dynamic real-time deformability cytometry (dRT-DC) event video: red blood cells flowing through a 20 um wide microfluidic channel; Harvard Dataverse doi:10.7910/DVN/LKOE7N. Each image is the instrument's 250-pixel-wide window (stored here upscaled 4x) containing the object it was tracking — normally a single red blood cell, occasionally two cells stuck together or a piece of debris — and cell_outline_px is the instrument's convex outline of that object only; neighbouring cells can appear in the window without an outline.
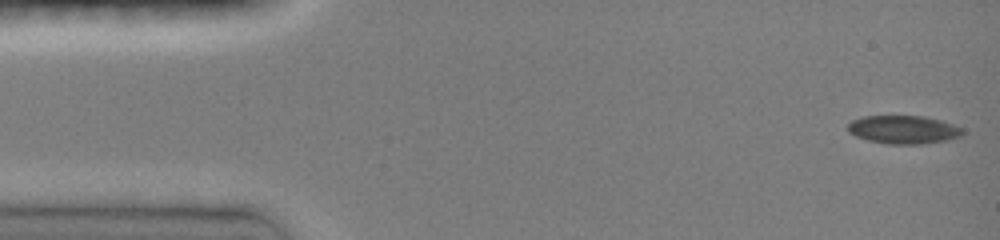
{"species": "common noctule bat (a hibernating species)", "species_latin": "Nyctalus noctula", "temperature_condition": "room temperature", "stored_images_in_passage": 46, "camera_frame_rate_fps": 3000, "um_per_image_px": 0.085, "animal": {"sex": "female", "body_mass_g": 19.0, "forearm_length_mm": 51.5}, "frame": {"image": 1, "passage_image": 1, "time_ms": 0.0, "image_size_px": [1000, 240], "cell_outline_px": [[964, 132], [960, 136], [948, 140], [920, 144], [888, 144], [868, 140], [856, 136], [848, 132], [848, 124], [852, 120], [864, 116], [924, 116], [940, 120], [964, 128]], "centroid_in_image_um": [76.8, 11.02], "position_along_channel_um": 8.2, "area_um2": 18.9}}
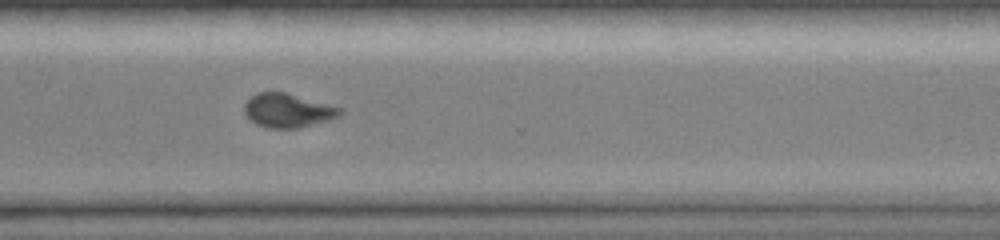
{"frame": {"image": 2, "passage_image": 34, "time_ms": 11.0, "image_size_px": [1000, 240], "cell_outline_px": [[344, 112], [340, 116], [328, 120], [296, 128], [268, 128], [256, 124], [244, 112], [244, 104], [252, 96], [260, 92], [284, 92], [340, 108]], "centroid_in_image_um": [24.44, 9.4], "position_along_channel_um": 346.2, "area_um2": 18.44}}
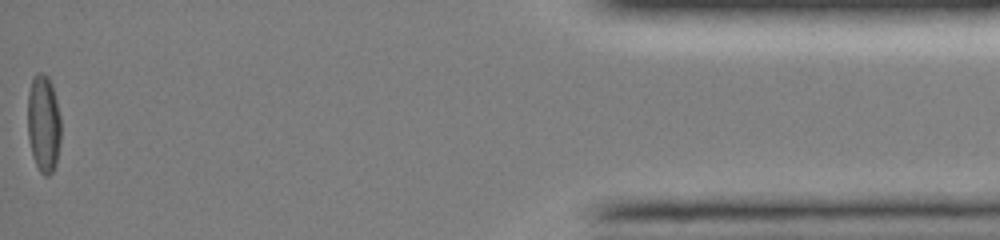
{"frame": {"image": 3, "passage_image": 46, "time_ms": 15.0, "image_size_px": [1000, 240], "cell_outline_px": [[60, 140], [56, 164], [52, 172], [48, 176], [44, 176], [40, 172], [32, 156], [28, 140], [28, 92], [32, 76], [36, 72], [44, 72], [48, 76], [52, 84], [60, 116]], "centroid_in_image_um": [3.69, 10.48], "position_along_channel_um": 431.5, "area_um2": 19.19}, "authors_computed_cell_mechanics": {"area_um2": 19.3341, "velocity_mm_per_s": 4.1117, "shape_relaxation_time_tau1_ms": 5.2672, "shape_relaxation_time_tau2_ms": 3.7554, "deformation_change_tau1": 0.1372, "deformation_change_tau2": 0.0661}}